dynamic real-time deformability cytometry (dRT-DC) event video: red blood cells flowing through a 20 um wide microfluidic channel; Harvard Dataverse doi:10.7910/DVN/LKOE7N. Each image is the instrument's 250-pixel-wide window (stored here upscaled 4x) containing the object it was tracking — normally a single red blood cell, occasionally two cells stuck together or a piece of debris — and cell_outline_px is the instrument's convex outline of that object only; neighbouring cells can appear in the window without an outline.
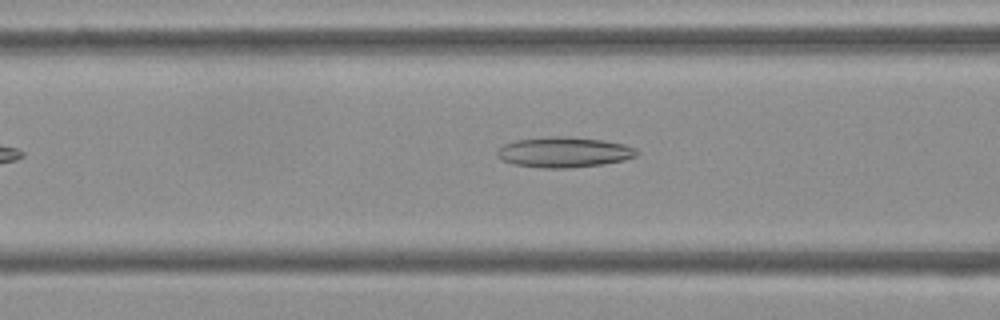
{"species": "Egyptian fruit bat (a non-hibernating species)", "species_latin": "Rousettus aegyptiacus", "temperature_condition": "cold", "stored_images_in_passage": 44, "camera_frame_rate_fps": 3000, "um_per_image_px": 0.085, "frame": {"image": 1, "passage_image": 12, "time_ms": 3.667, "image_size_px": [1000, 320], "cell_outline_px": [[640, 152], [636, 156], [624, 160], [604, 164], [568, 168], [544, 168], [512, 164], [500, 160], [496, 156], [496, 152], [504, 144], [516, 140], [552, 136], [568, 136], [604, 140], [624, 144], [636, 148]], "centroid_in_image_um": [47.94, 12.94], "position_along_channel_um": 118.7, "area_um2": 24.97}}
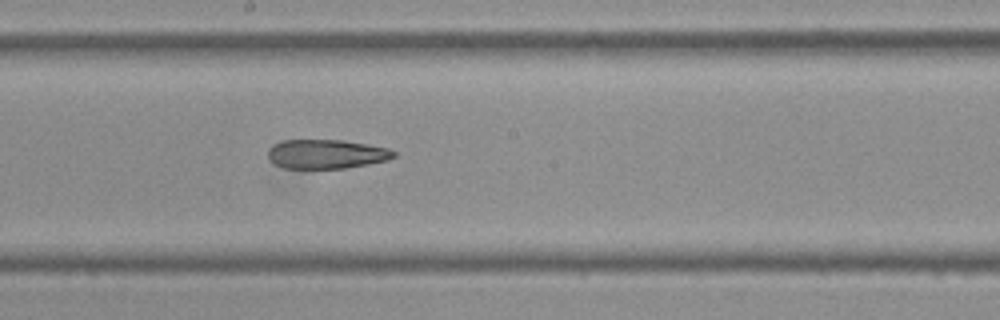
{"frame": {"image": 2, "passage_image": 20, "time_ms": 6.333, "image_size_px": [1000, 320], "cell_outline_px": [[396, 156], [388, 160], [368, 164], [344, 168], [284, 168], [276, 164], [268, 156], [268, 152], [276, 144], [284, 140], [344, 140], [368, 144], [388, 148], [396, 152]], "centroid_in_image_um": [27.81, 13.09], "position_along_channel_um": 220.4, "area_um2": 21.15}}
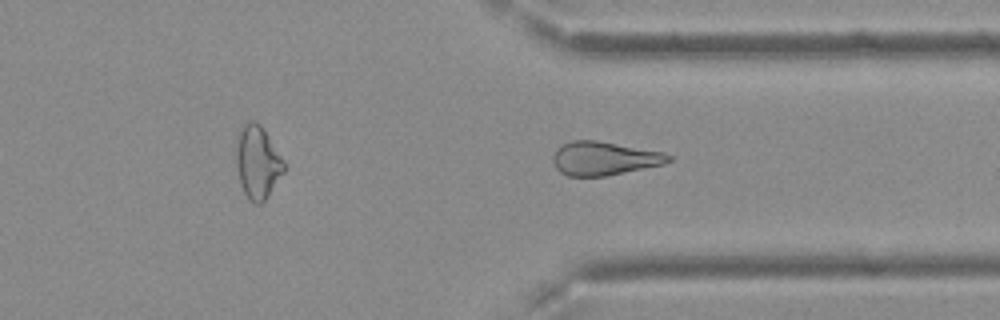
{"frame": {"image": 3, "passage_image": 31, "time_ms": 10.0, "image_size_px": [1000, 320], "cell_outline_px": [[672, 160], [664, 164], [608, 176], [568, 176], [560, 172], [556, 168], [552, 160], [552, 156], [556, 148], [572, 140], [596, 140], [664, 152], [672, 156]], "centroid_in_image_um": [51.35, 13.47], "position_along_channel_um": 360.0, "area_um2": 22.77}, "authors_computed_cell_mechanics": {"area_um2": 22.9755, "velocity_mm_per_s": 3.807, "shape_relaxation_time_tau1_ms": null, "shape_relaxation_time_tau2_ms": 7.9748, "deformation_change_tau1": null, "deformation_change_tau2": 0.2054}}